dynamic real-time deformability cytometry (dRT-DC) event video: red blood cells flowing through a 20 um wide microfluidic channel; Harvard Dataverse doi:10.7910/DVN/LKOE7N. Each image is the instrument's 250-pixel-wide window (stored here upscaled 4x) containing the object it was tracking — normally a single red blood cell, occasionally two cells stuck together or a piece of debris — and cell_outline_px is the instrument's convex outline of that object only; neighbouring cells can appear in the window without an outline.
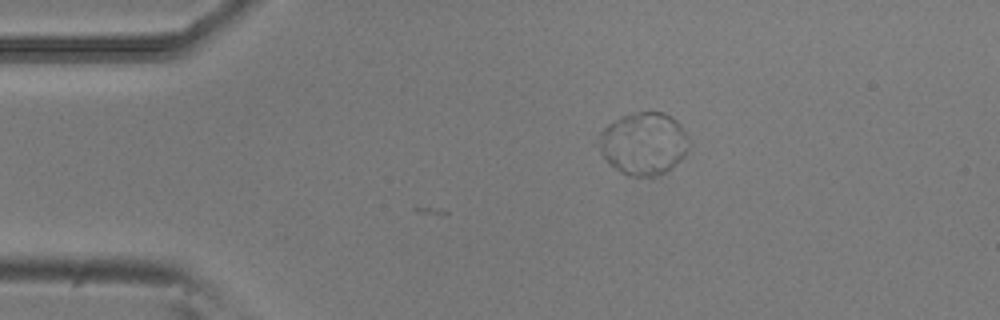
{"species": "common noctule bat (a hibernating species)", "species_latin": "Nyctalus noctula", "temperature_condition": "room temperature", "stored_images_in_passage": 4, "camera_frame_rate_fps": 3000, "um_per_image_px": 0.085, "animal": {"sex": "male", "body_mass_g": 20.5, "forearm_length_mm": 52.5}, "frame": {"image": 1, "passage_image": 4, "time_ms": 1.0, "image_size_px": [1000, 320], "cell_outline_px": [[692, 144], [684, 156], [680, 160], [664, 172], [656, 176], [632, 176], [620, 172], [604, 156], [600, 148], [600, 132], [608, 124], [620, 116], [636, 112], [664, 112], [672, 116], [680, 124], [688, 136]], "centroid_in_image_um": [54.76, 12.17], "position_along_channel_um": 30.2, "area_um2": 32.71}}